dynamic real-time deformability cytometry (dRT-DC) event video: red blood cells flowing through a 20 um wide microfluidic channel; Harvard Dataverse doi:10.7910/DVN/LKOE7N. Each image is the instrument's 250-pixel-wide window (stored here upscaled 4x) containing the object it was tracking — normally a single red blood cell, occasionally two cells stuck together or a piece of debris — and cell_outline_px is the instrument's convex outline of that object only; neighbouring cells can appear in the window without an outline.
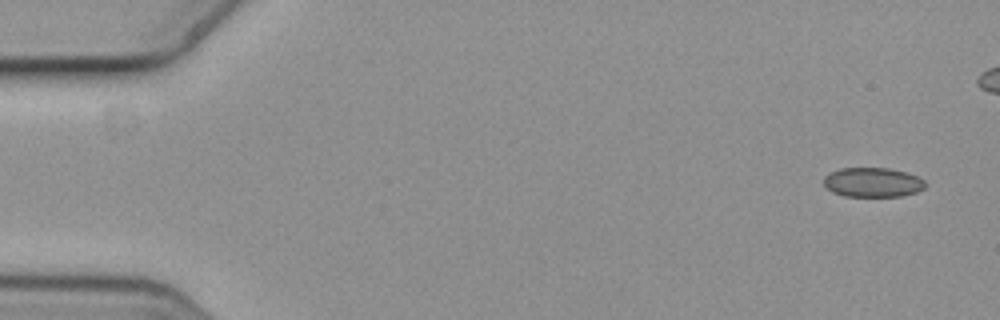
{"species": "common noctule bat (a hibernating species)", "species_latin": "Nyctalus noctula", "temperature_condition": "cold", "stored_images_in_passage": 7, "camera_frame_rate_fps": 3000, "um_per_image_px": 0.085, "animal": {"sex": "female", "body_mass_g": 19.3, "forearm_length_mm": 54.1}, "frame": {"image": 1, "passage_image": 1, "time_ms": 0.0, "image_size_px": [1000, 320], "cell_outline_px": [[924, 188], [916, 192], [900, 196], [844, 196], [832, 192], [824, 184], [824, 176], [840, 168], [888, 168], [904, 172], [916, 176], [924, 180]], "centroid_in_image_um": [74.16, 15.5], "position_along_channel_um": 10.8, "area_um2": 17.22}}
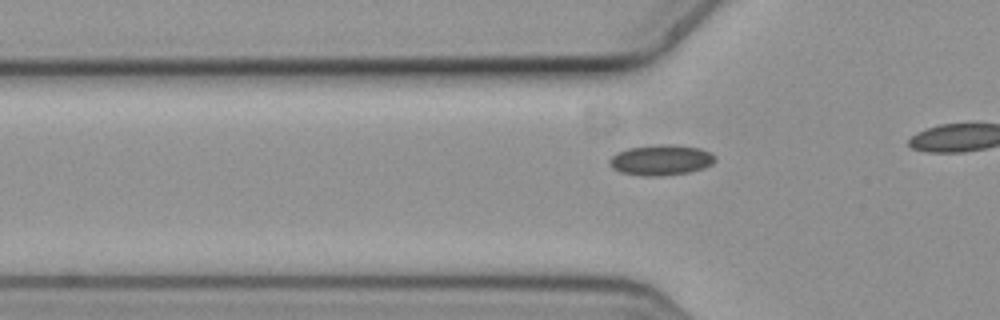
{"frame": {"image": 2, "passage_image": 7, "time_ms": 2.0, "image_size_px": [1000, 320], "cell_outline_px": [[716, 160], [712, 164], [704, 168], [688, 172], [656, 176], [644, 176], [620, 172], [612, 168], [608, 164], [608, 160], [616, 152], [628, 148], [660, 144], [672, 144], [700, 148], [712, 152], [716, 156]], "centroid_in_image_um": [56.18, 13.59], "position_along_channel_um": 69.6, "area_um2": 18.96}}